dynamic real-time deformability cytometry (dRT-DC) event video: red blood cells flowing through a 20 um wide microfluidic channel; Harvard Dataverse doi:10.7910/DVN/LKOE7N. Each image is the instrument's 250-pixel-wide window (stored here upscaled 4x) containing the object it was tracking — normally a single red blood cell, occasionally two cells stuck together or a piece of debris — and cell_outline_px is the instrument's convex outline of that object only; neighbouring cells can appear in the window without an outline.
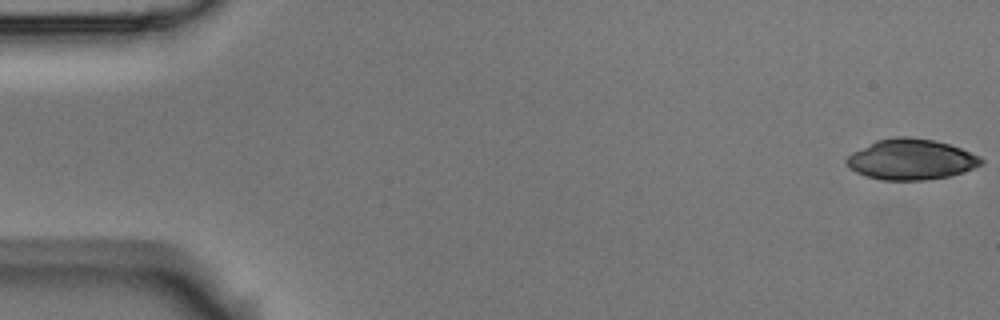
{"species": "Egyptian fruit bat (a non-hibernating species)", "species_latin": "Rousettus aegyptiacus", "temperature_condition": "room temperature", "stored_images_in_passage": 6, "camera_frame_rate_fps": 3000, "um_per_image_px": 0.085, "animal": {"sex": "male"}, "frame": {"image": 1, "passage_image": 1, "time_ms": 0.0, "image_size_px": [1000, 320], "cell_outline_px": [[984, 164], [948, 176], [924, 180], [880, 180], [856, 172], [844, 160], [852, 152], [876, 140], [896, 136], [908, 136], [936, 140], [960, 148], [980, 156], [984, 160]], "centroid_in_image_um": [77.44, 13.53], "position_along_channel_um": 7.6, "area_um2": 31.73}}
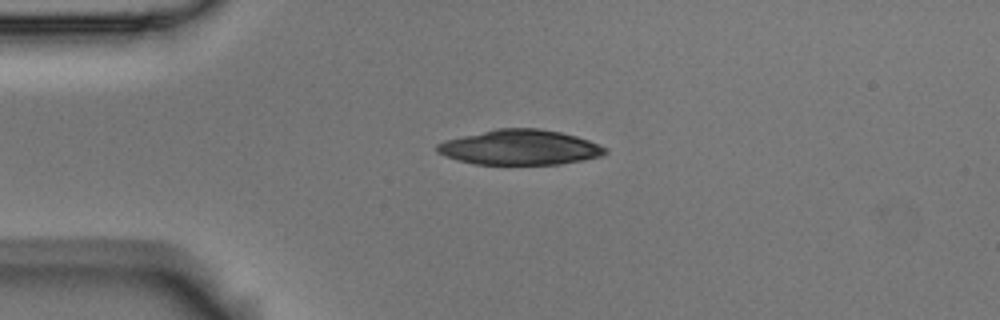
{"frame": {"image": 2, "passage_image": 4, "time_ms": 1.0, "image_size_px": [1000, 320], "cell_outline_px": [[608, 152], [600, 156], [584, 160], [560, 164], [476, 164], [460, 160], [436, 152], [436, 144], [444, 140], [496, 128], [540, 128], [560, 132], [576, 136], [600, 144], [608, 148]], "centroid_in_image_um": [44.22, 12.52], "position_along_channel_um": 40.8, "area_um2": 34.33}}